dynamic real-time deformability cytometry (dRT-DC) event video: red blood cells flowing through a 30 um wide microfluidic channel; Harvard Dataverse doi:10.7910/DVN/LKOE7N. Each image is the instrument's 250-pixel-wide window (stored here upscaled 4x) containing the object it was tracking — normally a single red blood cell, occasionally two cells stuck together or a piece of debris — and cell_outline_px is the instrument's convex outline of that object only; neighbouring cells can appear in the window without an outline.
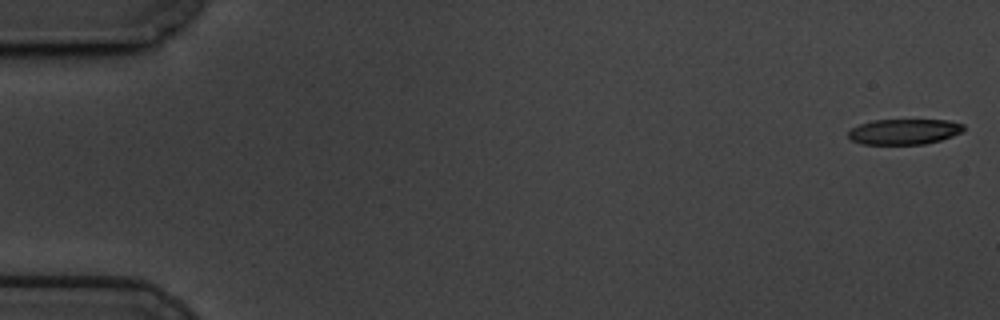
{"species": "common noctule bat (a hibernating species)", "species_latin": "Nyctalus noctula", "temperature_condition": "cold", "stored_images_in_passage": 60, "segment_of_instrument_passage": [1, 2], "camera_frame_rate_fps": 3000, "um_per_image_px": 0.085, "animal": {"sex": "male", "body_mass_g": 19.5, "forearm_length_mm": 54.6}, "frame": {"image": 1, "passage_image": 1, "time_ms": 0.0, "image_size_px": [1000, 320], "cell_outline_px": [[964, 128], [960, 132], [952, 136], [940, 140], [924, 144], [860, 144], [852, 140], [848, 136], [848, 132], [852, 128], [860, 124], [872, 120], [948, 120], [964, 124]], "centroid_in_image_um": [76.84, 11.19], "position_along_channel_um": 8.2, "area_um2": 17.05}}
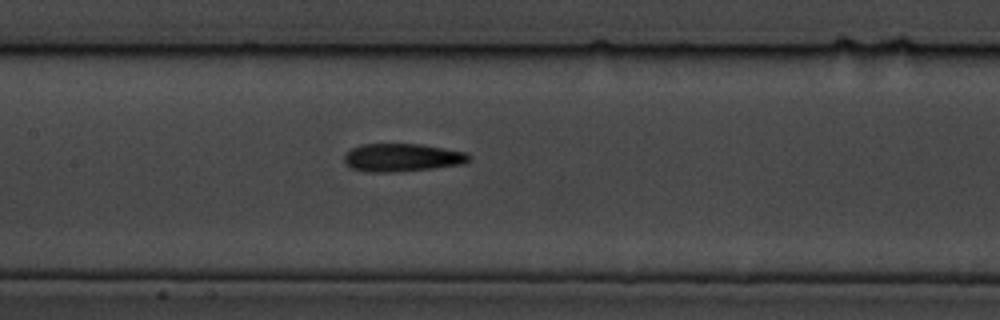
{"frame": {"image": 2, "passage_image": 28, "time_ms": 9.0, "image_size_px": [1000, 320], "cell_outline_px": [[472, 156], [464, 164], [432, 168], [388, 172], [368, 172], [352, 168], [344, 160], [344, 152], [360, 144], [420, 144], [444, 148], [464, 152]], "centroid_in_image_um": [34.16, 13.38], "position_along_channel_um": 173.2, "area_um2": 20.23}}
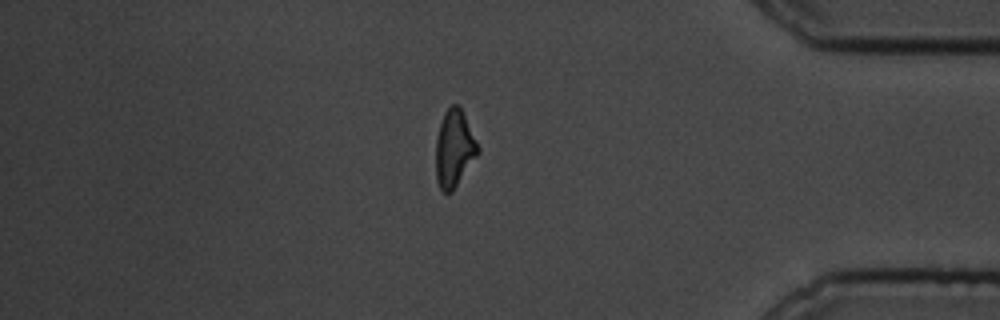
{"frame": {"image": 3, "passage_image": 50, "time_ms": 16.333, "image_size_px": [1000, 320], "cell_outline_px": [[480, 152], [452, 192], [444, 192], [440, 188], [436, 180], [436, 140], [440, 124], [444, 112], [452, 104], [460, 104], [480, 148]], "centroid_in_image_um": [38.62, 12.61], "position_along_channel_um": 396.6, "area_um2": 19.02}}